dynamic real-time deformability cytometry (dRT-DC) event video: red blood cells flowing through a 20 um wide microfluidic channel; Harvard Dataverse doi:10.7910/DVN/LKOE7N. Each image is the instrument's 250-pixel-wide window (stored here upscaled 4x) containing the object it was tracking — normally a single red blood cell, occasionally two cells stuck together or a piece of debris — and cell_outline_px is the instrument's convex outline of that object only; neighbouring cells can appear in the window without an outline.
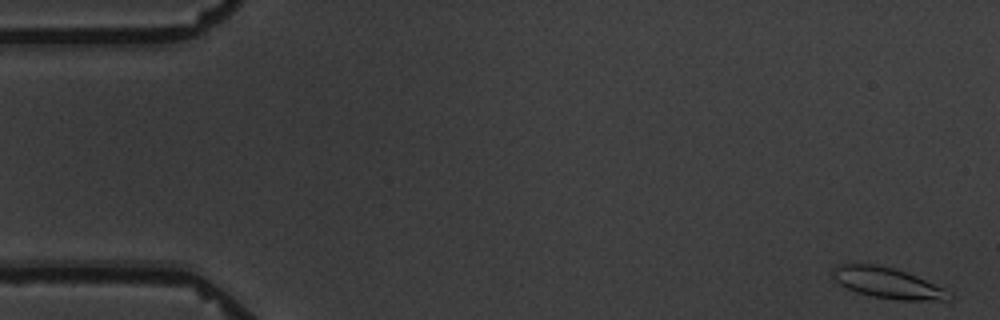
{"species": "common noctule bat (a hibernating species)", "species_latin": "Nyctalus noctula", "temperature_condition": "warm", "stored_images_in_passage": 7, "camera_frame_rate_fps": 3000, "um_per_image_px": 0.085, "animal": {"sex": "male", "body_mass_g": 19.5, "forearm_length_mm": 54.6}, "frame": {"image": 1, "passage_image": 1, "time_ms": 0.0, "image_size_px": [1000, 320], "cell_outline_px": [[952, 296], [948, 300], [900, 300], [872, 296], [856, 292], [840, 284], [832, 276], [832, 268], [840, 264], [876, 264], [892, 268], [916, 276], [944, 288]], "centroid_in_image_um": [75.41, 24.05], "position_along_channel_um": 9.6, "area_um2": 20.52}}
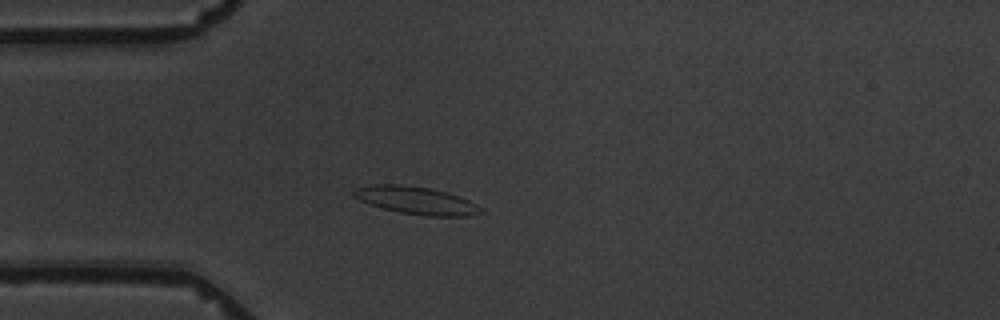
{"frame": {"image": 2, "passage_image": 5, "time_ms": 4.667, "image_size_px": [1000, 320], "cell_outline_px": [[484, 212], [468, 216], [428, 216], [400, 212], [384, 208], [360, 200], [352, 196], [352, 188], [368, 184], [400, 184], [428, 188], [460, 196], [476, 204]], "centroid_in_image_um": [35.33, 17.02], "position_along_channel_um": 49.7, "area_um2": 20.35}}
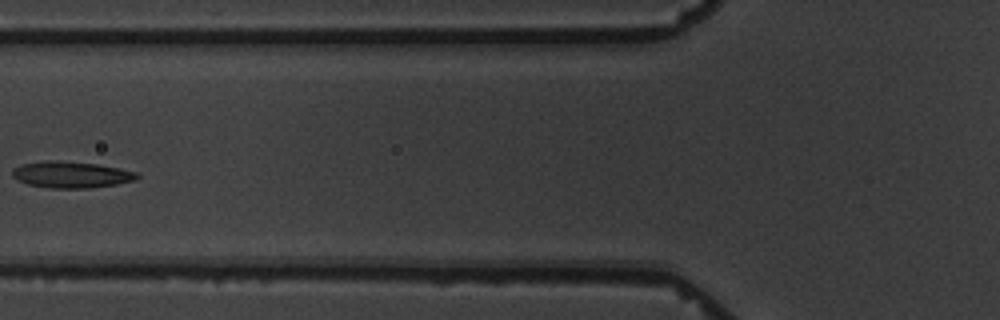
{"frame": {"image": 3, "passage_image": 7, "time_ms": 7.0, "image_size_px": [1000, 320], "cell_outline_px": [[140, 176], [136, 180], [116, 184], [92, 188], [48, 188], [28, 184], [16, 180], [12, 176], [12, 168], [20, 164], [48, 160], [52, 160], [96, 164], [120, 168], [136, 172]], "centroid_in_image_um": [6.02, 14.85], "position_along_channel_um": 119.8, "area_um2": 19.31}}